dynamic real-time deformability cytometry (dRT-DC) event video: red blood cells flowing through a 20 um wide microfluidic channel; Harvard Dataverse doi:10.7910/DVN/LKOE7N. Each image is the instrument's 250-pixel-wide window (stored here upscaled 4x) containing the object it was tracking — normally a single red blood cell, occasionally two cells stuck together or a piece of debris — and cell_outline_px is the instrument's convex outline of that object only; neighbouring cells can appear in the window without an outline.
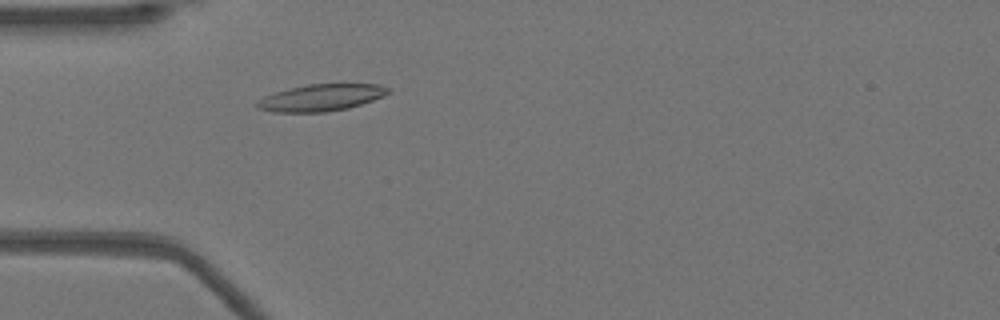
{"species": "Egyptian fruit bat (a non-hibernating species)", "species_latin": "Rousettus aegyptiacus", "temperature_condition": "warm", "stored_images_in_passage": 46, "camera_frame_rate_fps": 3000, "um_per_image_px": 0.085, "animal": {"sex": "female"}, "frame": {"image": 1, "passage_image": 11, "time_ms": 3.333, "image_size_px": [1000, 320], "cell_outline_px": [[392, 92], [384, 96], [348, 108], [324, 112], [272, 112], [256, 108], [256, 104], [264, 96], [288, 88], [308, 84], [380, 84], [392, 88]], "centroid_in_image_um": [27.33, 8.29], "position_along_channel_um": 57.7, "area_um2": 20.52}}
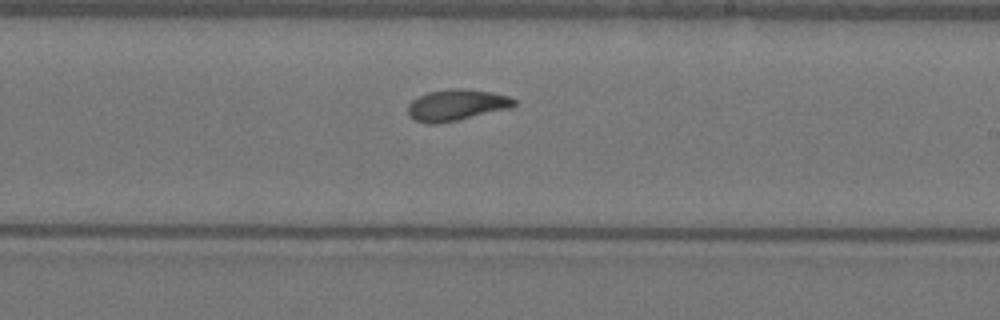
{"frame": {"image": 2, "passage_image": 26, "time_ms": 8.333, "image_size_px": [1000, 320], "cell_outline_px": [[516, 104], [512, 108], [456, 120], [436, 124], [424, 124], [408, 116], [408, 104], [412, 100], [428, 92], [448, 88], [464, 88], [492, 92], [508, 96], [516, 100]], "centroid_in_image_um": [38.8, 8.92], "position_along_channel_um": 250.2, "area_um2": 19.48}}
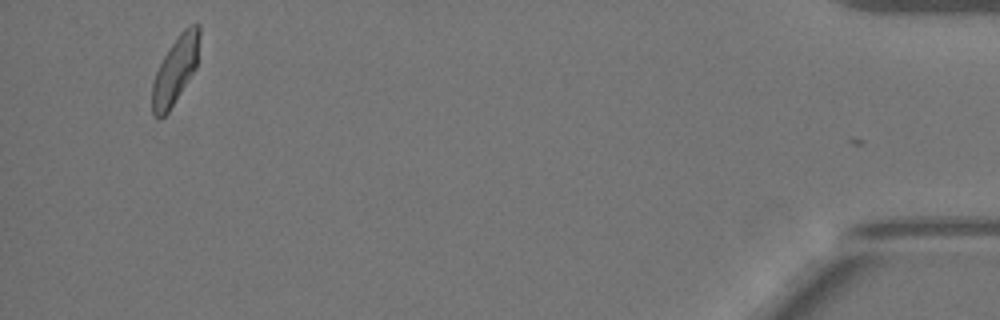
{"frame": {"image": 3, "passage_image": 45, "time_ms": 14.667, "image_size_px": [1000, 320], "cell_outline_px": [[200, 36], [196, 68], [168, 112], [160, 120], [152, 112], [152, 84], [156, 72], [164, 56], [180, 32], [184, 28], [196, 20], [200, 24]], "centroid_in_image_um": [14.93, 5.91], "position_along_channel_um": 420.3, "area_um2": 18.5}, "authors_computed_cell_mechanics": {"area_um2": 19.2763, "velocity_mm_per_s": 3.9219, "shape_relaxation_time_tau1_ms": 4.4703, "shape_relaxation_time_tau2_ms": 1.4508, "deformation_change_tau1": 0.1483, "deformation_change_tau2": 0.0725}}